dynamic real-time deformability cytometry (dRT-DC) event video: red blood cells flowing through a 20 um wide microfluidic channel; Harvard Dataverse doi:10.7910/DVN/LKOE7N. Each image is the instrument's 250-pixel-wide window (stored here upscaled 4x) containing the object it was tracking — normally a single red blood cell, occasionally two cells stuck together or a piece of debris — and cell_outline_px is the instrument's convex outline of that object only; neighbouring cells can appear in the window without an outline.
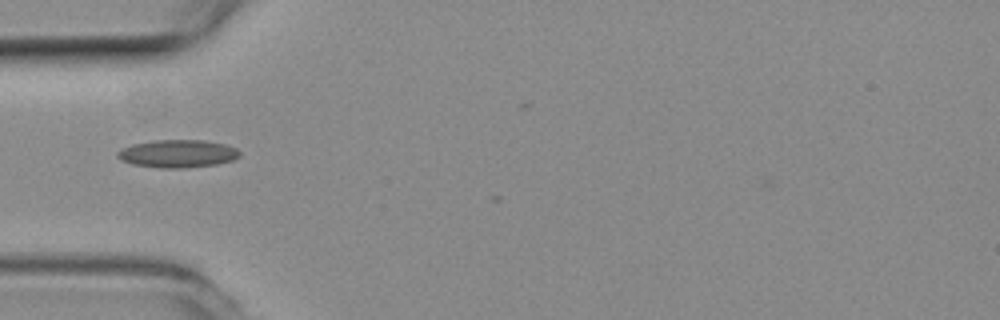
{"species": "common noctule bat (a hibernating species)", "species_latin": "Nyctalus noctula", "temperature_condition": "room temperature", "stored_images_in_passage": 6, "camera_frame_rate_fps": 3000, "um_per_image_px": 0.085, "animal": {"sex": "female", "body_mass_g": 19.3, "forearm_length_mm": 54.1}, "frame": {"image": 1, "passage_image": 1, "time_ms": 0.0, "image_size_px": [1000, 320], "cell_outline_px": [[240, 156], [232, 160], [216, 164], [184, 168], [160, 168], [132, 164], [120, 160], [116, 156], [116, 152], [120, 148], [132, 144], [152, 140], [204, 140], [224, 144], [236, 148], [240, 152]], "centroid_in_image_um": [15.05, 13.06], "position_along_channel_um": 70.0, "area_um2": 19.94}}
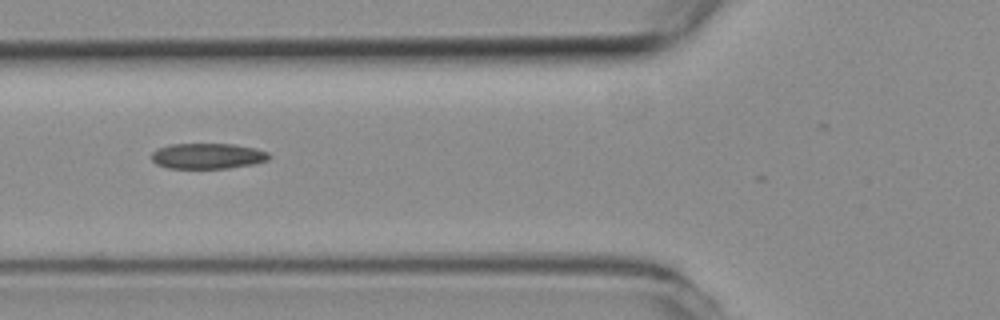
{"frame": {"image": 2, "passage_image": 4, "time_ms": 1.0, "image_size_px": [1000, 320], "cell_outline_px": [[268, 160], [252, 164], [228, 168], [168, 168], [156, 164], [152, 160], [152, 152], [168, 144], [232, 144], [256, 148], [268, 152]], "centroid_in_image_um": [17.63, 13.26], "position_along_channel_um": 108.2, "area_um2": 17.4}}